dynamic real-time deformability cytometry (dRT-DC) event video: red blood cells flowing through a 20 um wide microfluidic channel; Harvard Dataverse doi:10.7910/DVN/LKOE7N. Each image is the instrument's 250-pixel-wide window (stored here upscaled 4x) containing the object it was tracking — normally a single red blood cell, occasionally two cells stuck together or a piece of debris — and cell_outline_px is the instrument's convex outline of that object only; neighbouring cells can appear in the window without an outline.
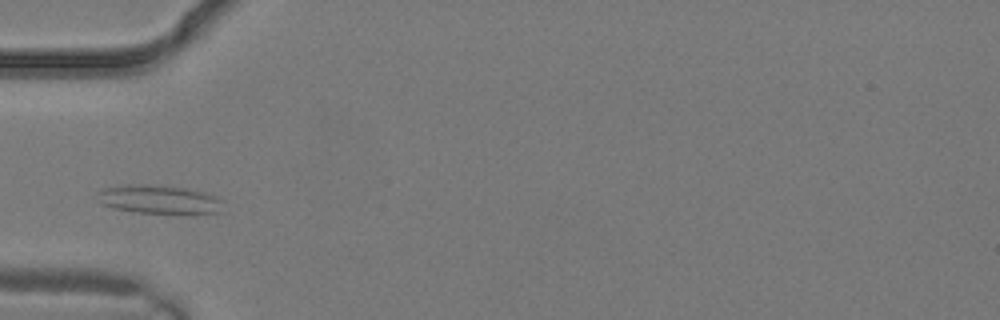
{"species": "common noctule bat (a hibernating species)", "species_latin": "Nyctalus noctula", "temperature_condition": "warm", "stored_images_in_passage": 2, "camera_frame_rate_fps": 3000, "um_per_image_px": 0.085, "animal": {"sex": "male", "body_mass_g": 19.2, "forearm_length_mm": 51.8}, "frame": {"image": 1, "passage_image": 2, "time_ms": 0.333, "image_size_px": [1000, 320], "cell_outline_px": [[224, 212], [136, 212], [112, 208], [100, 204], [100, 192], [104, 188], [128, 184], [152, 184], [184, 188], [204, 192], [216, 196], [224, 200]], "centroid_in_image_um": [13.56, 16.93], "position_along_channel_um": 71.4, "area_um2": 20.69}}